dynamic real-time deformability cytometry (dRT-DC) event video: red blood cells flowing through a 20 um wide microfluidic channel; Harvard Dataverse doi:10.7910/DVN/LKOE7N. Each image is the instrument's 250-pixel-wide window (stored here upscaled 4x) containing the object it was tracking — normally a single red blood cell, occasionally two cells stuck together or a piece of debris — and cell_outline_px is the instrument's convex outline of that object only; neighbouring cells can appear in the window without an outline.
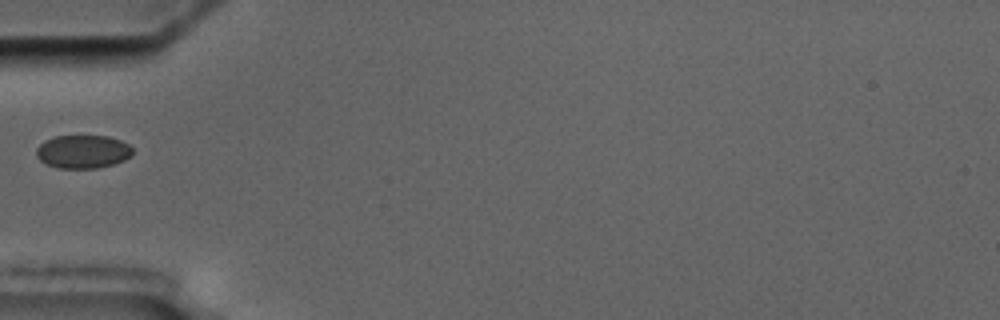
{"species": "common noctule bat (a hibernating species)", "species_latin": "Nyctalus noctula", "temperature_condition": "cold", "stored_images_in_passage": 4, "camera_frame_rate_fps": 3000, "um_per_image_px": 0.085, "animal": {"sex": "male", "body_mass_g": 17.5, "forearm_length_mm": 52.3}, "frame": {"image": 1, "passage_image": 1, "time_ms": 0.0, "image_size_px": [1000, 320], "cell_outline_px": [[132, 156], [124, 160], [112, 164], [96, 168], [60, 168], [48, 164], [40, 160], [36, 156], [36, 148], [44, 140], [56, 136], [108, 136], [120, 140], [128, 144], [132, 148]], "centroid_in_image_um": [7.04, 12.88], "position_along_channel_um": 78.0, "area_um2": 18.61}}
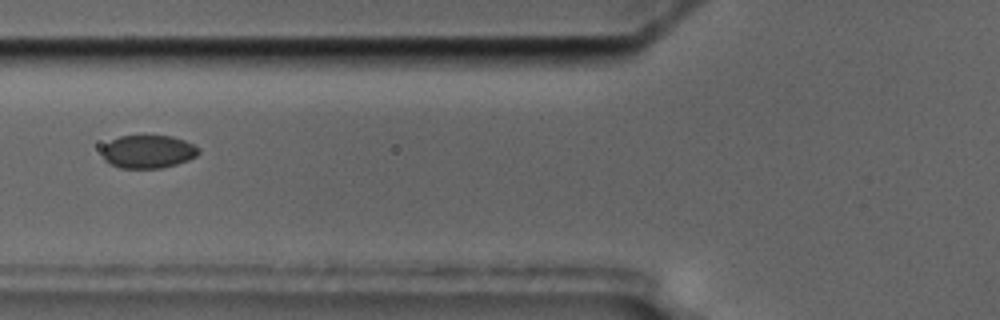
{"frame": {"image": 2, "passage_image": 2, "time_ms": 1.0, "image_size_px": [1000, 320], "cell_outline_px": [[200, 152], [196, 156], [188, 160], [176, 164], [160, 168], [120, 168], [108, 164], [104, 160], [100, 152], [104, 144], [120, 136], [172, 136], [184, 140], [200, 148]], "centroid_in_image_um": [12.55, 12.9], "position_along_channel_um": 113.3, "area_um2": 18.79}}
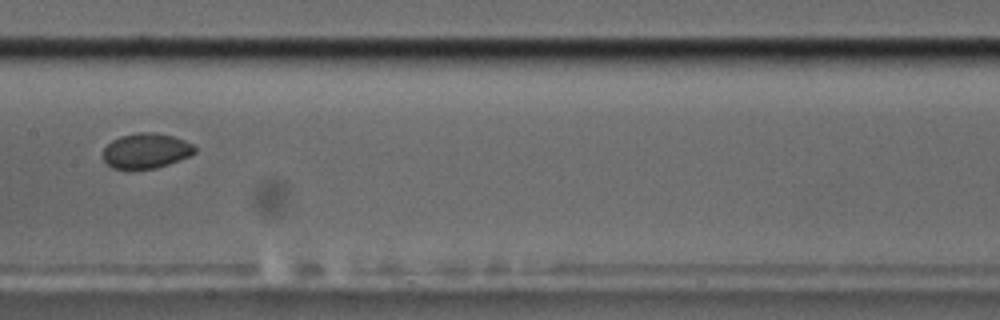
{"frame": {"image": 3, "passage_image": 4, "time_ms": 3.333, "image_size_px": [1000, 320], "cell_outline_px": [[196, 152], [188, 156], [168, 164], [156, 168], [128, 172], [112, 168], [104, 160], [104, 148], [112, 140], [120, 136], [136, 132], [156, 132], [172, 136], [184, 140], [192, 144], [196, 148]], "centroid_in_image_um": [12.38, 12.85], "position_along_channel_um": 195.0, "area_um2": 19.19}}